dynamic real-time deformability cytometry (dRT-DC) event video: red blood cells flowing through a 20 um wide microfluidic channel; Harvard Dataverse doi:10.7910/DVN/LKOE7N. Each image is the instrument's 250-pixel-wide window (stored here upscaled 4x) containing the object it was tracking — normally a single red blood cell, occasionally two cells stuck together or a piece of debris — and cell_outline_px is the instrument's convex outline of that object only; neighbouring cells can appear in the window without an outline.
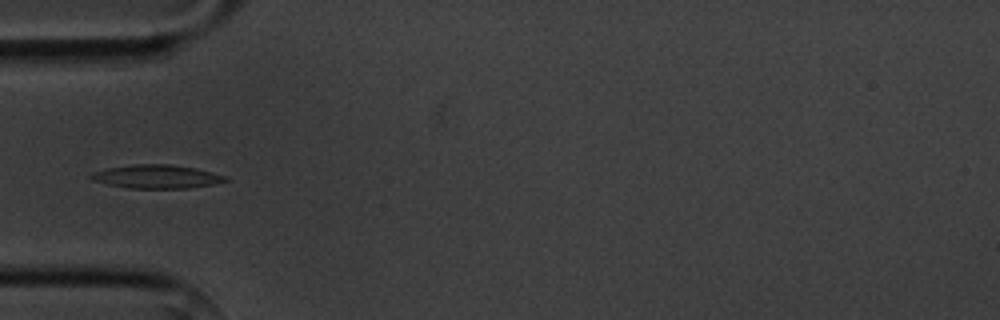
{"species": "common noctule bat (a hibernating species)", "species_latin": "Nyctalus noctula", "temperature_condition": "cold", "stored_images_in_passage": 2, "camera_frame_rate_fps": 3000, "um_per_image_px": 0.085, "animal": {"sex": "male", "body_mass_g": 20.1, "forearm_length_mm": 53.5}, "frame": {"image": 1, "passage_image": 2, "time_ms": 4.333, "image_size_px": [1000, 320], "cell_outline_px": [[228, 180], [212, 184], [188, 188], [128, 188], [108, 184], [92, 180], [88, 176], [92, 172], [108, 168], [132, 164], [168, 164], [196, 168], [212, 172], [224, 176]], "centroid_in_image_um": [13.27, 15.0], "position_along_channel_um": 71.7, "area_um2": 18.26}}